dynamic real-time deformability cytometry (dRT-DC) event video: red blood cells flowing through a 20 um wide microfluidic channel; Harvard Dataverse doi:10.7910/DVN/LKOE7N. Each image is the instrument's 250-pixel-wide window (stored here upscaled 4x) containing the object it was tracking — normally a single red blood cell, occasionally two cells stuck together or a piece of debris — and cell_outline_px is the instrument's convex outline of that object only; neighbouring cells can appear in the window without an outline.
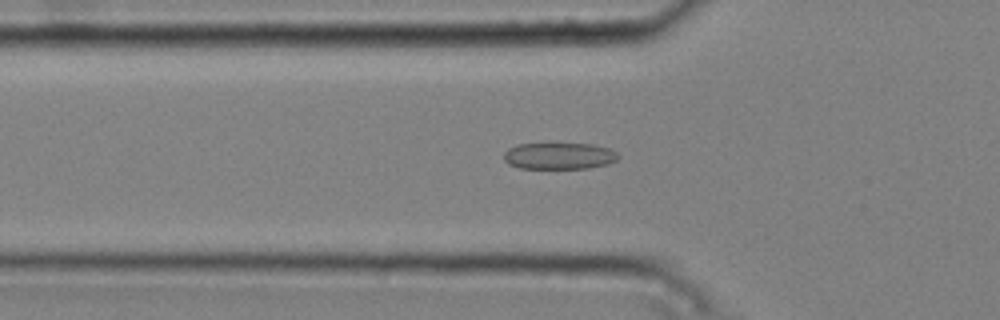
{"species": "common noctule bat (a hibernating species)", "species_latin": "Nyctalus noctula", "temperature_condition": "cold", "stored_images_in_passage": 48, "camera_frame_rate_fps": 3000, "um_per_image_px": 0.085, "animal": {"sex": "male", "body_mass_g": 20.4}, "frame": {"image": 1, "passage_image": 15, "time_ms": 4.667, "image_size_px": [1000, 320], "cell_outline_px": [[620, 156], [616, 160], [608, 164], [588, 168], [520, 168], [508, 164], [504, 160], [504, 152], [508, 148], [516, 144], [556, 140], [592, 144], [608, 148], [616, 152]], "centroid_in_image_um": [47.49, 13.19], "position_along_channel_um": 78.3, "area_um2": 18.79}}
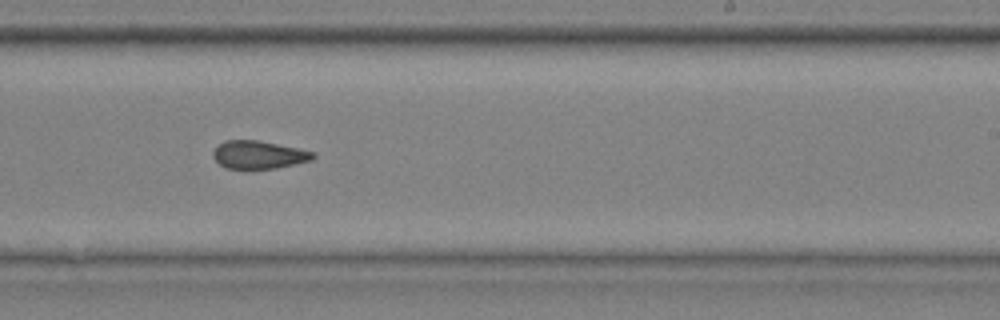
{"frame": {"image": 2, "passage_image": 30, "time_ms": 9.667, "image_size_px": [1000, 320], "cell_outline_px": [[316, 156], [312, 160], [276, 168], [248, 172], [224, 168], [212, 156], [212, 152], [224, 140], [260, 140], [316, 152]], "centroid_in_image_um": [21.97, 13.2], "position_along_channel_um": 267.0, "area_um2": 16.99}}
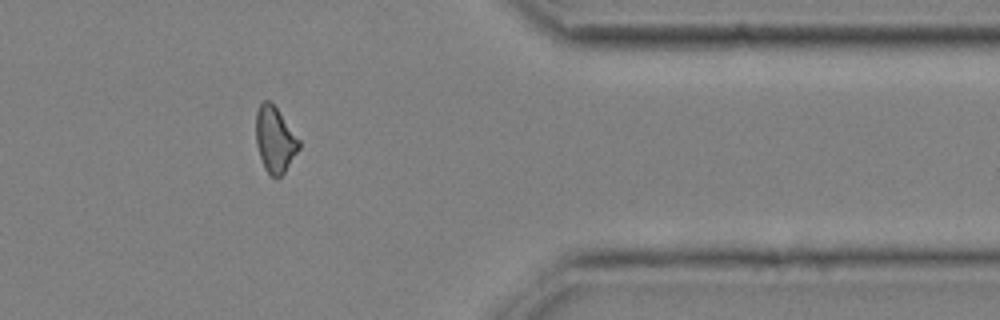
{"frame": {"image": 3, "passage_image": 41, "time_ms": 13.333, "image_size_px": [1000, 320], "cell_outline_px": [[300, 148], [284, 172], [276, 180], [264, 168], [256, 144], [256, 112], [260, 104], [264, 100], [268, 100], [276, 108], [300, 140]], "centroid_in_image_um": [23.36, 11.88], "position_along_channel_um": 388.0, "area_um2": 16.3}, "authors_computed_cell_mechanics": {"area_um2": 16.9932, "velocity_mm_per_s": 3.7701, "shape_relaxation_time_tau1_ms": null, "shape_relaxation_time_tau2_ms": 2.4085, "deformation_change_tau1": null, "deformation_change_tau2": 0.0968}}